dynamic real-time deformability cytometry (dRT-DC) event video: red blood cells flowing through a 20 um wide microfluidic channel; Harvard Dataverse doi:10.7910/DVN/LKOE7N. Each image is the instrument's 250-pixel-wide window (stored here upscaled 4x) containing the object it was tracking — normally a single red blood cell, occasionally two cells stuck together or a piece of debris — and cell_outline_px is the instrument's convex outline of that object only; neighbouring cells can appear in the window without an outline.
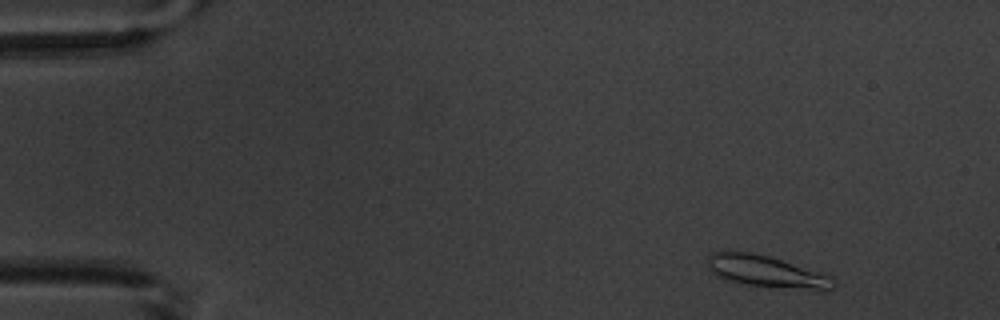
{"species": "common noctule bat (a hibernating species)", "species_latin": "Nyctalus noctula", "temperature_condition": "warm", "stored_images_in_passage": 4, "camera_frame_rate_fps": 3000, "um_per_image_px": 0.085, "animal": {"sex": "male", "body_mass_g": 20.1, "forearm_length_mm": 53.5}, "frame": {"image": 1, "passage_image": 2, "time_ms": 1.0, "image_size_px": [1000, 320], "cell_outline_px": [[836, 288], [828, 292], [820, 292], [748, 284], [728, 280], [712, 272], [708, 268], [708, 256], [712, 252], [724, 248], [752, 252], [768, 256], [832, 276], [836, 280]], "centroid_in_image_um": [65.21, 23.08], "position_along_channel_um": 19.8, "area_um2": 23.93}}